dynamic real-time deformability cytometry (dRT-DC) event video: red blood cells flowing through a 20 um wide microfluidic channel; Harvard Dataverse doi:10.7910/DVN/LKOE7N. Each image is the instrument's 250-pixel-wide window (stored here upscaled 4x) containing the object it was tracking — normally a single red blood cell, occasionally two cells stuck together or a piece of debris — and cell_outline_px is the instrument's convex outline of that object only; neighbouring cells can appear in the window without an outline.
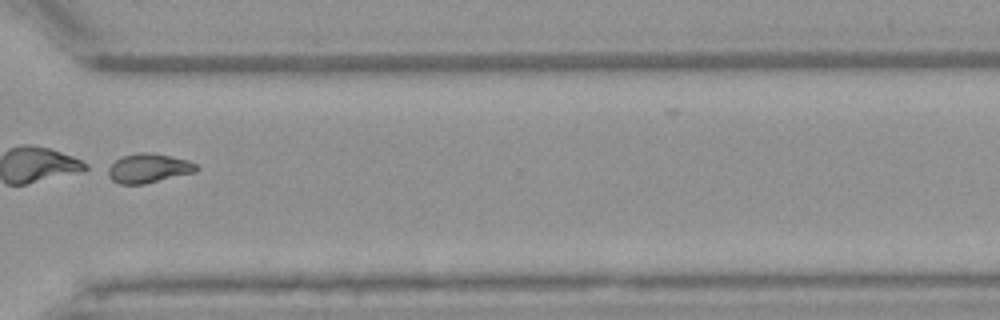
{"species": "Egyptian fruit bat (a non-hibernating species)", "species_latin": "Rousettus aegyptiacus", "temperature_condition": "warm", "stored_images_in_passage": 43, "segment_of_instrument_passage": [2, 2], "camera_frame_rate_fps": 3000, "um_per_image_px": 0.085, "animal": {"sex": "female"}, "frame": {"image": 1, "passage_image": 37, "time_ms": 12.0, "image_size_px": [1000, 320], "cell_outline_px": [[200, 168], [196, 172], [144, 184], [120, 184], [112, 180], [108, 176], [104, 168], [116, 160], [124, 156], [140, 152], [148, 152], [188, 160], [196, 164]], "centroid_in_image_um": [12.59, 14.31], "position_along_channel_um": 358.0, "area_um2": 15.14}}